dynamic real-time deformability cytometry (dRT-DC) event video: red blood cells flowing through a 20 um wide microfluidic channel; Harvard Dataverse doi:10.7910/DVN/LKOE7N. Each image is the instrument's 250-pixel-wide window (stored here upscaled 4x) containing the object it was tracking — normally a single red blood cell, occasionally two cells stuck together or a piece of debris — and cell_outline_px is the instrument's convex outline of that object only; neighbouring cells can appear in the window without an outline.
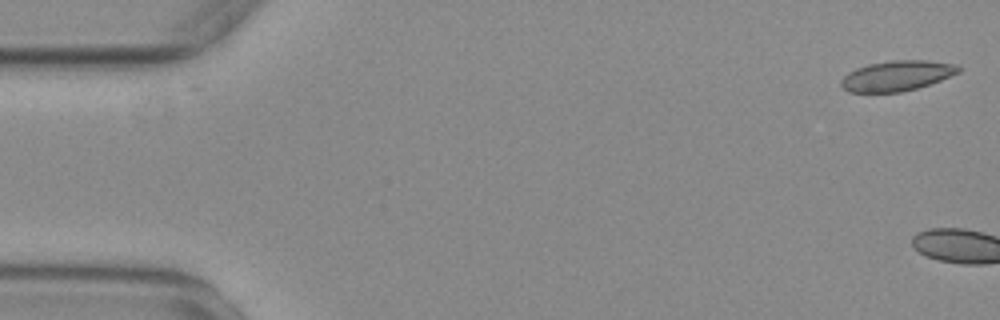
{"species": "common noctule bat (a hibernating species)", "species_latin": "Nyctalus noctula", "temperature_condition": "warm", "stored_images_in_passage": 4, "camera_frame_rate_fps": 3000, "um_per_image_px": 0.085, "animal": {"sex": "female", "body_mass_g": 29.2, "forearm_length_mm": 56.3}, "frame": {"image": 1, "passage_image": 1, "time_ms": 0.0, "image_size_px": [1000, 320], "cell_outline_px": [[960, 72], [940, 80], [916, 88], [900, 92], [848, 92], [840, 84], [840, 80], [848, 72], [856, 68], [868, 64], [892, 60], [928, 60], [956, 64], [960, 68]], "centroid_in_image_um": [76.22, 6.43], "position_along_channel_um": 8.8, "area_um2": 20.63}}